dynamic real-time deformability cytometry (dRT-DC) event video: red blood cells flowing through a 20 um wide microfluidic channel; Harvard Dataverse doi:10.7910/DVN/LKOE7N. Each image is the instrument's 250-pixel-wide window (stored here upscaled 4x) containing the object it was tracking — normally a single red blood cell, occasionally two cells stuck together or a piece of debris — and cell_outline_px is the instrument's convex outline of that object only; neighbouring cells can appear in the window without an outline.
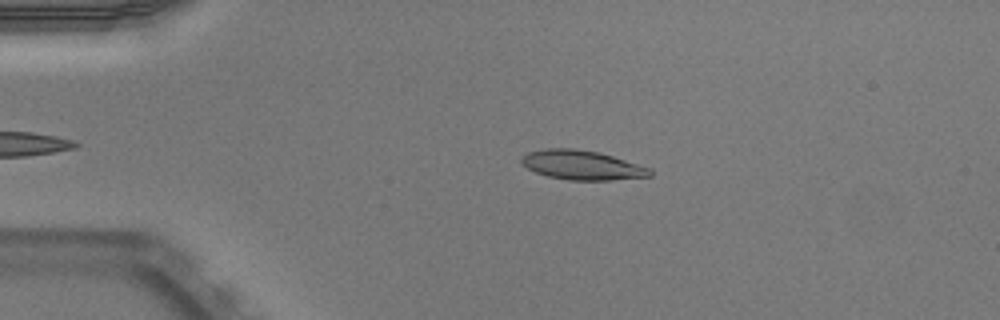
{"species": "Egyptian fruit bat (a non-hibernating species)", "species_latin": "Rousettus aegyptiacus", "temperature_condition": "warm", "stored_images_in_passage": 40, "camera_frame_rate_fps": 3000, "um_per_image_px": 0.085, "animal": {"sex": "male"}, "frame": {"image": 1, "passage_image": 6, "time_ms": 1.667, "image_size_px": [1000, 320], "cell_outline_px": [[652, 176], [612, 180], [568, 180], [548, 176], [536, 172], [520, 164], [520, 160], [528, 152], [544, 148], [576, 148], [600, 152], [652, 168]], "centroid_in_image_um": [49.49, 14.02], "position_along_channel_um": 35.5, "area_um2": 22.2}}
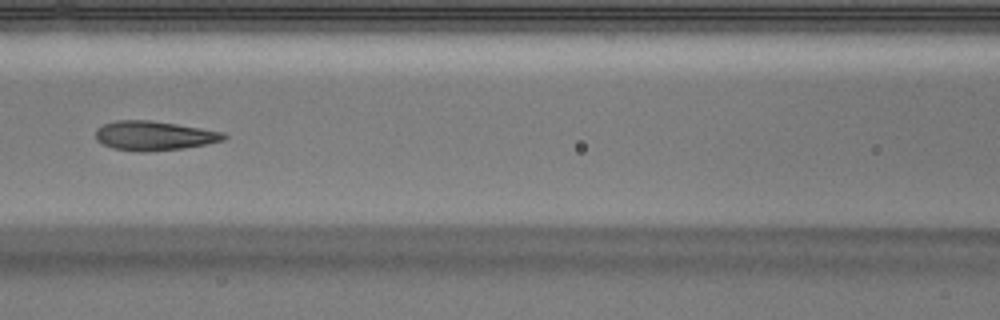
{"frame": {"image": 2, "passage_image": 18, "time_ms": 5.667, "image_size_px": [1000, 320], "cell_outline_px": [[228, 136], [224, 140], [208, 144], [184, 148], [144, 152], [140, 152], [112, 148], [96, 140], [96, 128], [104, 124], [116, 120], [148, 120], [176, 124], [224, 132]], "centroid_in_image_um": [13.1, 11.54], "position_along_channel_um": 153.5, "area_um2": 21.91}}
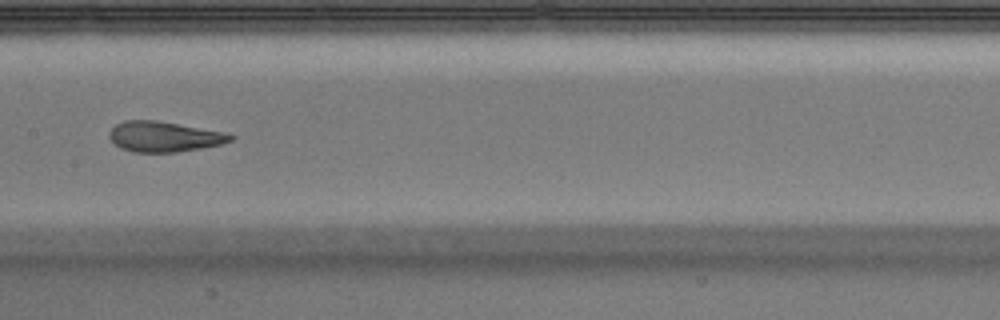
{"frame": {"image": 3, "passage_image": 21, "time_ms": 6.667, "image_size_px": [1000, 320], "cell_outline_px": [[236, 136], [232, 140], [220, 144], [200, 148], [176, 152], [132, 152], [120, 148], [108, 136], [108, 132], [116, 124], [124, 120], [156, 120], [228, 132]], "centroid_in_image_um": [13.96, 11.6], "position_along_channel_um": 193.4, "area_um2": 21.56}, "authors_computed_cell_mechanics": {"area_um2": 22.0507, "velocity_mm_per_s": 3.9921, "shape_relaxation_time_tau1_ms": 5.4134, "shape_relaxation_time_tau2_ms": 1.296, "deformation_change_tau1": 0.2204, "deformation_change_tau2": 0.1017}}